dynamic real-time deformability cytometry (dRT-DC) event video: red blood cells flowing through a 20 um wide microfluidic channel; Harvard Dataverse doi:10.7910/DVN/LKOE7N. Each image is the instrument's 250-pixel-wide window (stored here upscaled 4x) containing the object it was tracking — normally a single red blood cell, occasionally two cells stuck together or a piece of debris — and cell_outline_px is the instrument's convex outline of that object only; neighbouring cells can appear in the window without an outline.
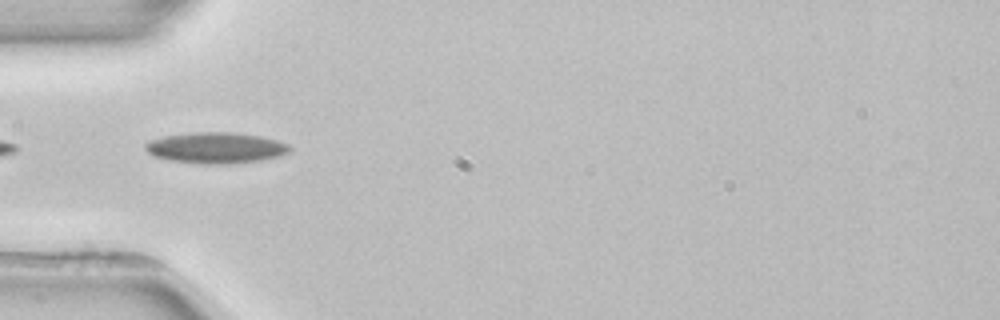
{"species": "common noctule bat (a hibernating species)", "species_latin": "Nyctalus noctula", "temperature_condition": "room temperature", "stored_images_in_passage": 4, "camera_frame_rate_fps": 3000, "um_per_image_px": 0.085, "animal": {"sex": "female", "body_mass_g": 22.7, "forearm_length_mm": 54.2}, "frame": {"image": 1, "passage_image": 4, "time_ms": 4.0, "image_size_px": [1000, 320], "cell_outline_px": [[292, 148], [288, 152], [280, 156], [260, 160], [228, 164], [204, 164], [168, 160], [152, 156], [144, 148], [144, 144], [152, 140], [168, 136], [192, 132], [232, 132], [260, 136], [276, 140], [288, 144]], "centroid_in_image_um": [18.35, 12.57], "position_along_channel_um": 66.7, "area_um2": 26.01}}